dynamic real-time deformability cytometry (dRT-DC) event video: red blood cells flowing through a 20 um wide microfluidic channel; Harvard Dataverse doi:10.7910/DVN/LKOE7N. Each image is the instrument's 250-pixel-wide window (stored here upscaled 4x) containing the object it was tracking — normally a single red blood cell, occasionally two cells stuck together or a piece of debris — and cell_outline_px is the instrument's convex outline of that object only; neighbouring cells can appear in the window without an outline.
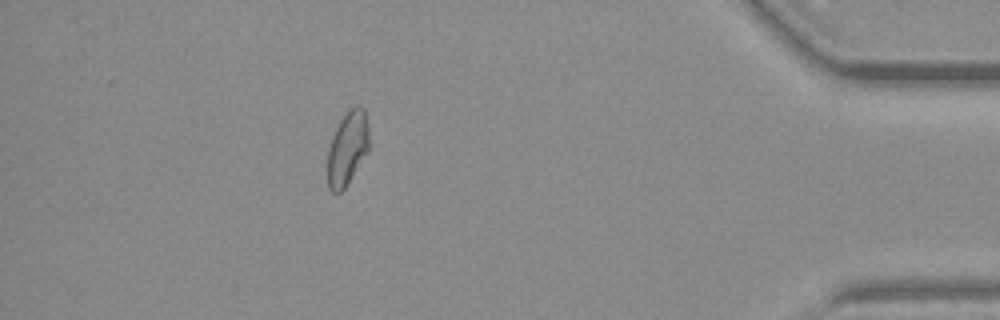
{"species": "common noctule bat (a hibernating species)", "species_latin": "Nyctalus noctula", "temperature_condition": "warm", "stored_images_in_passage": 37, "camera_frame_rate_fps": 3000, "um_per_image_px": 0.085, "animal": {"sex": "female", "body_mass_g": 19.3, "forearm_length_mm": 54.1}, "frame": {"image": 1, "passage_image": 33, "time_ms": 10.667, "image_size_px": [1000, 320], "cell_outline_px": [[368, 152], [344, 188], [340, 192], [332, 192], [328, 188], [328, 148], [332, 136], [340, 120], [356, 104], [360, 104], [364, 108], [368, 124]], "centroid_in_image_um": [29.54, 12.58], "position_along_channel_um": 405.7, "area_um2": 17.69}}